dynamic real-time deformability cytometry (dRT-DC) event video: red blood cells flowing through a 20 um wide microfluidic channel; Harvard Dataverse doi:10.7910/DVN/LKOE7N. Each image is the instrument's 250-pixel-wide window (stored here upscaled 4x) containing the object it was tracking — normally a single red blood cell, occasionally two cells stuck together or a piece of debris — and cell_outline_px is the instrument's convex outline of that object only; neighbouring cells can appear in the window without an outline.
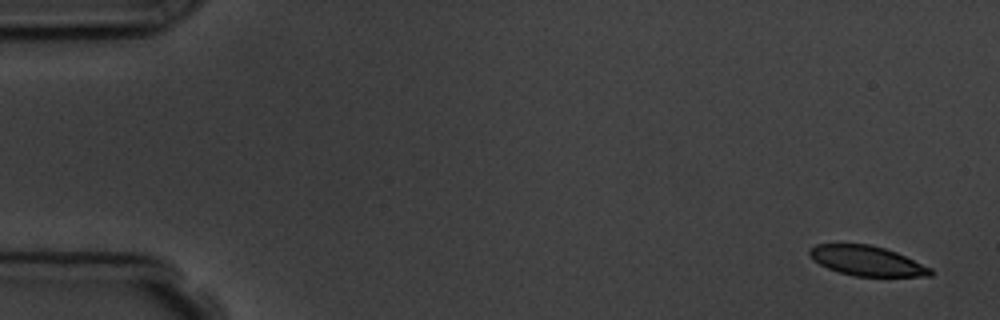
{"species": "common noctule bat (a hibernating species)", "species_latin": "Nyctalus noctula", "temperature_condition": "room temperature", "stored_images_in_passage": 5, "camera_frame_rate_fps": 3000, "um_per_image_px": 0.085, "animal": {"sex": "male", "body_mass_g": 19.5, "forearm_length_mm": 54.6}, "frame": {"image": 1, "passage_image": 1, "time_ms": 0.0, "image_size_px": [1000, 320], "cell_outline_px": [[932, 276], [856, 276], [840, 272], [828, 268], [812, 260], [808, 256], [808, 248], [816, 244], [872, 244], [896, 252], [932, 268]], "centroid_in_image_um": [73.65, 22.16], "position_along_channel_um": 11.4, "area_um2": 21.04}}
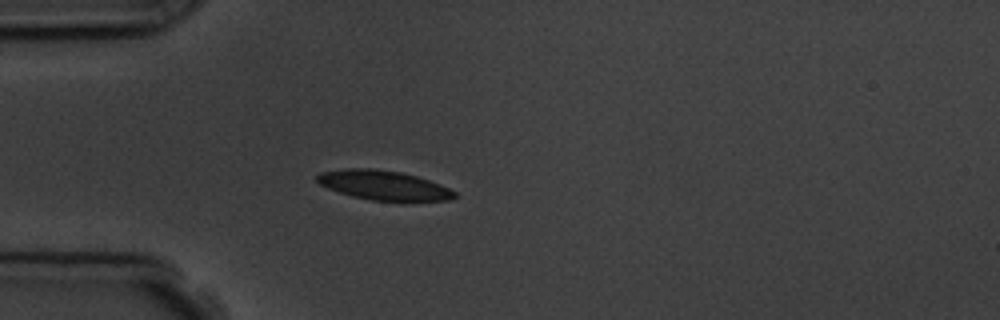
{"frame": {"image": 2, "passage_image": 5, "time_ms": 4.333, "image_size_px": [1000, 320], "cell_outline_px": [[456, 196], [448, 200], [372, 200], [352, 196], [328, 188], [320, 184], [316, 180], [316, 176], [320, 172], [348, 168], [372, 168], [400, 172], [416, 176], [440, 184], [456, 192]], "centroid_in_image_um": [32.57, 15.73], "position_along_channel_um": 52.4, "area_um2": 23.18}}